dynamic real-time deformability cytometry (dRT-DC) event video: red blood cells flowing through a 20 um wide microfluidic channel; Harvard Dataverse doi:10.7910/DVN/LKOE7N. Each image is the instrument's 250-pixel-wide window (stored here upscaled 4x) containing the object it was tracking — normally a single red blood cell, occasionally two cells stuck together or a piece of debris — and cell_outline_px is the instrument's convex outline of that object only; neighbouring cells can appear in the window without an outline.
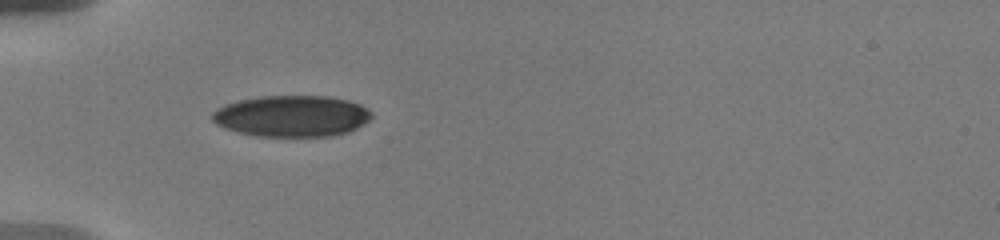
{"species": "human", "species_latin": "Homo sapiens", "temperature_condition": "warm", "stored_images_in_passage": 7, "camera_frame_rate_fps": 3000, "um_per_image_px": 0.085, "donor": {"sex": "male"}, "frame": {"image": 1, "passage_image": 1, "time_ms": 0.0, "image_size_px": [1000, 240], "cell_outline_px": [[372, 116], [364, 124], [348, 132], [332, 136], [256, 136], [224, 128], [216, 124], [212, 120], [212, 112], [216, 108], [224, 104], [236, 100], [260, 96], [328, 96], [348, 100], [360, 104], [372, 112]], "centroid_in_image_um": [24.78, 9.86], "position_along_channel_um": 60.2, "area_um2": 38.55}}
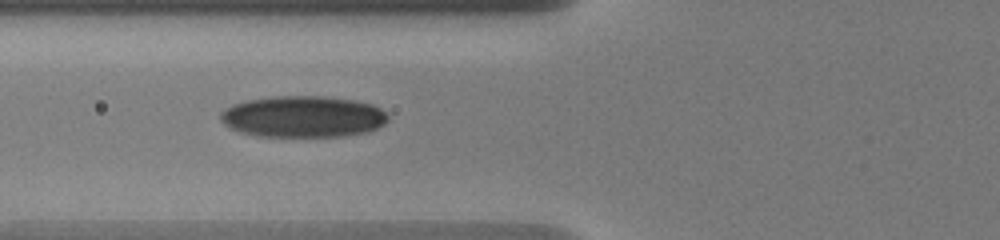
{"frame": {"image": 2, "passage_image": 4, "time_ms": 1.333, "image_size_px": [1000, 240], "cell_outline_px": [[388, 120], [384, 124], [368, 132], [344, 136], [256, 136], [240, 132], [224, 124], [220, 120], [220, 112], [232, 104], [248, 100], [276, 96], [324, 96], [356, 100], [372, 104], [380, 108], [388, 116]], "centroid_in_image_um": [25.76, 9.91], "position_along_channel_um": 100.0, "area_um2": 40.52}}
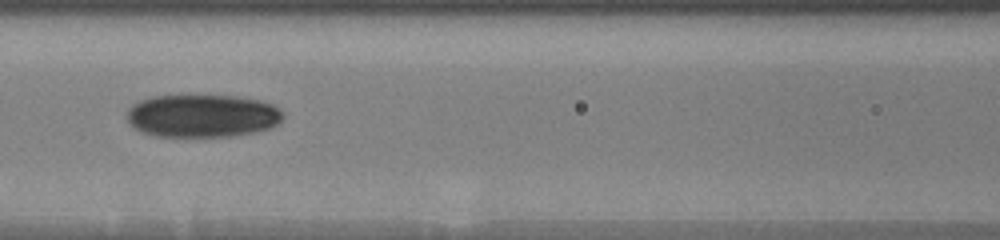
{"frame": {"image": 3, "passage_image": 6, "time_ms": 2.667, "image_size_px": [1000, 240], "cell_outline_px": [[284, 116], [276, 124], [268, 128], [256, 132], [232, 136], [156, 136], [144, 132], [136, 128], [128, 120], [128, 108], [132, 104], [140, 100], [152, 96], [192, 92], [244, 96], [260, 100], [272, 104], [280, 108], [284, 112]], "centroid_in_image_um": [17.22, 9.77], "position_along_channel_um": 149.4, "area_um2": 40.29}}